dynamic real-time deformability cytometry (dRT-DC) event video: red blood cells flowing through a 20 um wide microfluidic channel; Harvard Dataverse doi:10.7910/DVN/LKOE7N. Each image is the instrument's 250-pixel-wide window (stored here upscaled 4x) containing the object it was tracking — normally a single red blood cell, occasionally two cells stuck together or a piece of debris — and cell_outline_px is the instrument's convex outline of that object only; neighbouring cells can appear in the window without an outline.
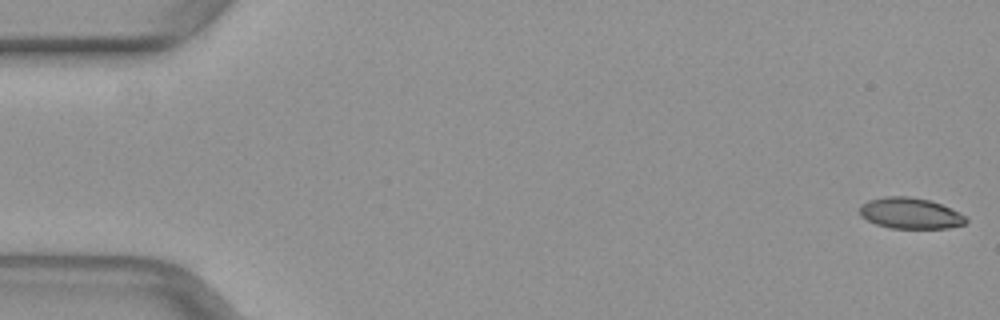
{"species": "common noctule bat (a hibernating species)", "species_latin": "Nyctalus noctula", "temperature_condition": "warm", "stored_images_in_passage": 50, "camera_frame_rate_fps": 3000, "um_per_image_px": 0.085, "animal": {"sex": "female", "body_mass_g": 29.2, "forearm_length_mm": 56.3}, "frame": {"image": 1, "passage_image": 1, "time_ms": 0.0, "image_size_px": [1000, 320], "cell_outline_px": [[968, 220], [964, 224], [948, 228], [888, 228], [876, 224], [860, 216], [860, 208], [868, 200], [884, 196], [908, 196], [932, 200], [964, 216]], "centroid_in_image_um": [77.34, 18.12], "position_along_channel_um": 7.7, "area_um2": 19.02}}
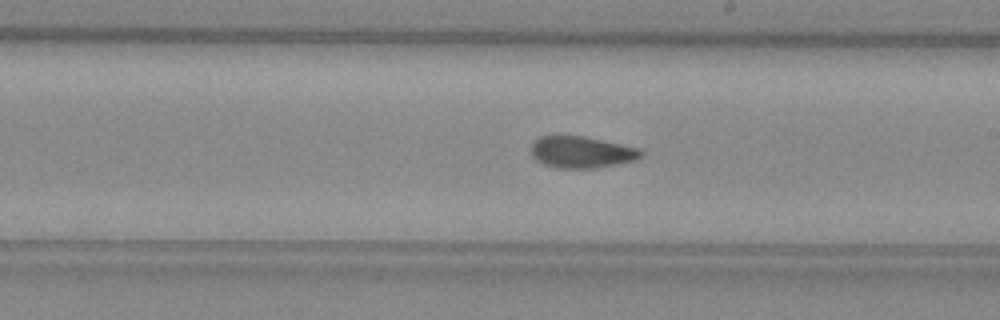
{"frame": {"image": 2, "passage_image": 29, "time_ms": 9.333, "image_size_px": [1000, 320], "cell_outline_px": [[644, 152], [636, 160], [596, 168], [556, 168], [544, 164], [536, 160], [532, 156], [532, 140], [540, 136], [556, 132], [560, 132], [584, 136], [640, 148]], "centroid_in_image_um": [49.36, 12.88], "position_along_channel_um": 239.6, "area_um2": 20.98}}
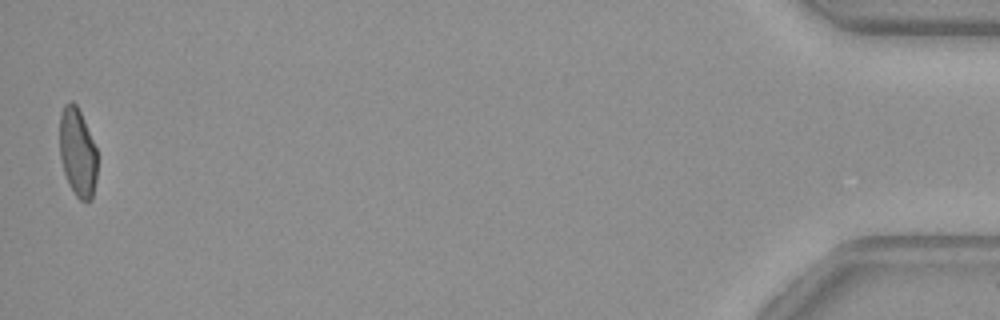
{"frame": {"image": 3, "passage_image": 50, "time_ms": 16.333, "image_size_px": [1000, 320], "cell_outline_px": [[96, 180], [92, 200], [88, 204], [84, 204], [76, 196], [64, 172], [60, 156], [60, 112], [64, 104], [68, 100], [72, 100], [76, 104], [80, 112], [96, 148]], "centroid_in_image_um": [6.59, 12.97], "position_along_channel_um": 428.6, "area_um2": 19.42}}